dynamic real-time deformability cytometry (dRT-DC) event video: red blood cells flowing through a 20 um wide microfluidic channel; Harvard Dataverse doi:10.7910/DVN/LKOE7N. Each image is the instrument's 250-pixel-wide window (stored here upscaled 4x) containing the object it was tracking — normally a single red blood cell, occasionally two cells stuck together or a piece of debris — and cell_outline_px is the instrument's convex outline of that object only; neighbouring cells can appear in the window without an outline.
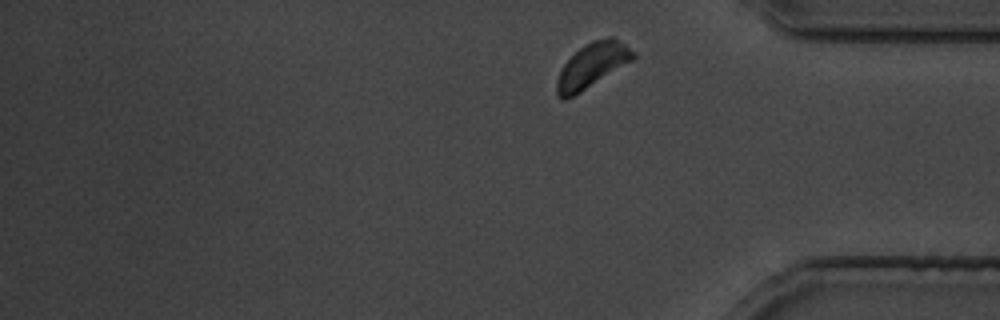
{"species": "common noctule bat (a hibernating species)", "species_latin": "Nyctalus noctula", "temperature_condition": "cold", "stored_images_in_passage": 28, "segment_of_instrument_passage": [2, 2], "camera_frame_rate_fps": 3000, "um_per_image_px": 0.085, "animal": {"sex": "male", "body_mass_g": 19.5, "forearm_length_mm": 54.6}, "frame": {"image": 1, "passage_image": 28, "time_ms": 33.667, "image_size_px": [1000, 320], "cell_outline_px": [[636, 56], [632, 60], [580, 92], [564, 100], [556, 96], [556, 80], [564, 64], [580, 48], [592, 40], [608, 36], [612, 36], [636, 52]], "centroid_in_image_um": [50.32, 5.55], "position_along_channel_um": 384.9, "area_um2": 19.48}}